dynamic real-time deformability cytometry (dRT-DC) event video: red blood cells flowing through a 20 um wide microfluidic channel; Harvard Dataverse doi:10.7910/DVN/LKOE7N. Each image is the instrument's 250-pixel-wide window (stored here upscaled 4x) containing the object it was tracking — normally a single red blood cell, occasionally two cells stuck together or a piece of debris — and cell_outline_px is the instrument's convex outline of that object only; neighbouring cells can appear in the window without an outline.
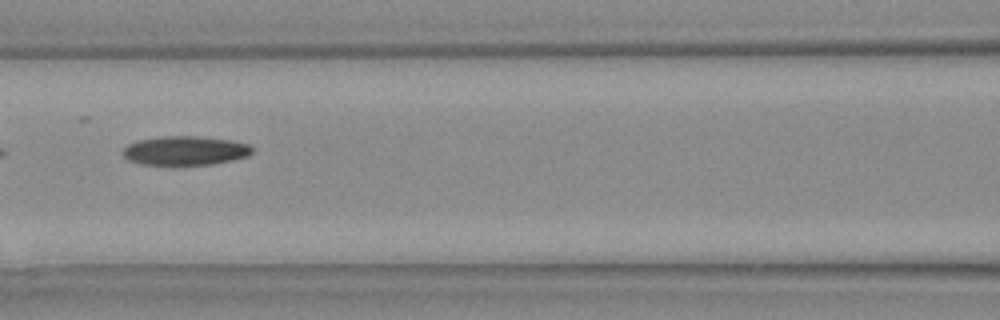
{"species": "Egyptian fruit bat (a non-hibernating species)", "species_latin": "Rousettus aegyptiacus", "temperature_condition": "warm", "stored_images_in_passage": 3, "camera_frame_rate_fps": 3000, "um_per_image_px": 0.085, "animal": {"sex": "female"}, "frame": {"image": 1, "passage_image": 3, "time_ms": 0.667, "image_size_px": [1000, 320], "cell_outline_px": [[252, 152], [248, 156], [232, 160], [212, 164], [144, 164], [128, 160], [120, 152], [128, 144], [140, 140], [168, 136], [196, 136], [232, 140], [248, 144], [252, 148]], "centroid_in_image_um": [15.75, 12.8], "position_along_channel_um": 150.9, "area_um2": 21.62}}